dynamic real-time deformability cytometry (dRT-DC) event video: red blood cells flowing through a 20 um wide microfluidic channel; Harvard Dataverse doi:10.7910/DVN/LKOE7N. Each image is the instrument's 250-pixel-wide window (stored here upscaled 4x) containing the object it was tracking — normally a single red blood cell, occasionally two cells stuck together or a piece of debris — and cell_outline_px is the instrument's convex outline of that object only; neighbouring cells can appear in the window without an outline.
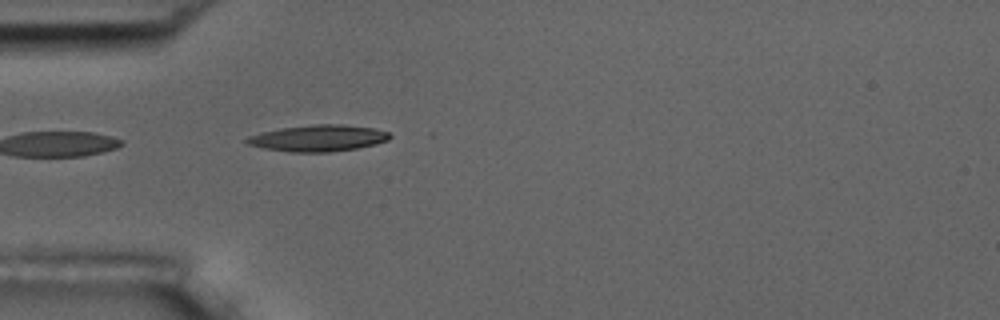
{"species": "common noctule bat (a hibernating species)", "species_latin": "Nyctalus noctula", "temperature_condition": "room temperature", "stored_images_in_passage": 5, "camera_frame_rate_fps": 3000, "um_per_image_px": 0.085, "animal": {"sex": "male", "body_mass_g": 17.5, "forearm_length_mm": 52.3}, "frame": {"image": 1, "passage_image": 5, "time_ms": 4.667, "image_size_px": [1000, 320], "cell_outline_px": [[392, 136], [388, 140], [376, 144], [356, 148], [328, 152], [288, 152], [264, 148], [248, 144], [244, 140], [248, 136], [260, 132], [280, 128], [312, 124], [340, 124], [372, 128], [388, 132]], "centroid_in_image_um": [27.02, 11.74], "position_along_channel_um": 58.0, "area_um2": 22.02}}